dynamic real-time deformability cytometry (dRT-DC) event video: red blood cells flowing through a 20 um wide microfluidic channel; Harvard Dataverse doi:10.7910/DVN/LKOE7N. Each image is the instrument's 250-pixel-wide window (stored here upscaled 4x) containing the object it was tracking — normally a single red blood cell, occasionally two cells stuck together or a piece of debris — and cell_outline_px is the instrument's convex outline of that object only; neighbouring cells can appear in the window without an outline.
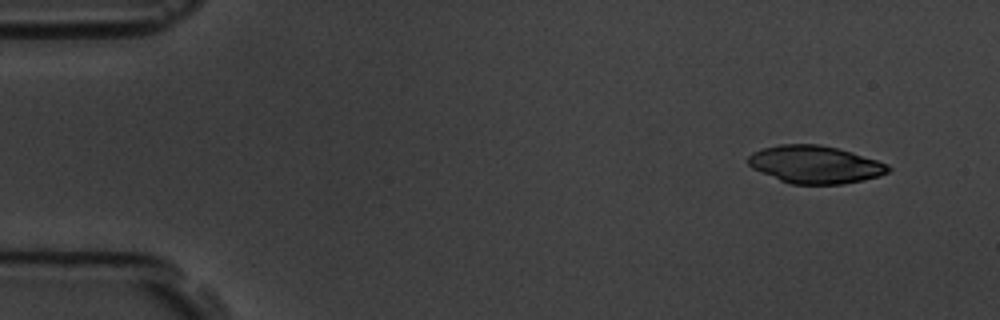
{"species": "common noctule bat (a hibernating species)", "species_latin": "Nyctalus noctula", "temperature_condition": "room temperature", "stored_images_in_passage": 5, "camera_frame_rate_fps": 3000, "um_per_image_px": 0.085, "animal": {"sex": "male", "body_mass_g": 19.5, "forearm_length_mm": 54.6}, "frame": {"image": 1, "passage_image": 1, "time_ms": 0.0, "image_size_px": [1000, 320], "cell_outline_px": [[892, 168], [888, 172], [880, 176], [864, 180], [844, 184], [792, 184], [780, 180], [760, 172], [752, 168], [748, 164], [748, 156], [752, 152], [764, 148], [780, 144], [820, 144], [852, 152], [888, 164]], "centroid_in_image_um": [69.29, 13.99], "position_along_channel_um": 15.7, "area_um2": 30.75}}